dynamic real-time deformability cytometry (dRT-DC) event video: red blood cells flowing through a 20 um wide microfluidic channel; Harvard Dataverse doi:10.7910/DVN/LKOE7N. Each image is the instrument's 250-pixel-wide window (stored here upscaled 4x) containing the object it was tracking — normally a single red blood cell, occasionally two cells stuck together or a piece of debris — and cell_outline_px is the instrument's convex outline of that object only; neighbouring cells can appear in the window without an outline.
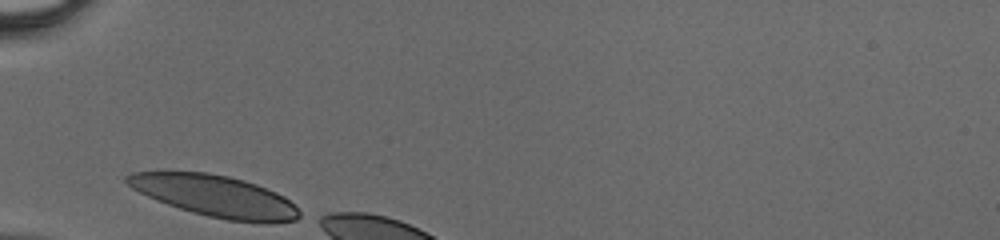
{"species": "human", "species_latin": "Homo sapiens", "temperature_condition": "cold", "stored_images_in_passage": 4, "camera_frame_rate_fps": 3000, "um_per_image_px": 0.085, "donor": {"sex": "male"}, "frame": {"image": 1, "passage_image": 1, "time_ms": 0.0, "image_size_px": [1000, 240], "cell_outline_px": [[304, 216], [296, 220], [276, 224], [264, 224], [228, 220], [208, 216], [192, 212], [156, 200], [132, 188], [124, 180], [124, 176], [132, 172], [208, 172], [228, 176], [244, 180], [256, 184], [276, 192], [284, 196]], "centroid_in_image_um": [18.33, 16.68], "position_along_channel_um": 66.7, "area_um2": 41.79}}